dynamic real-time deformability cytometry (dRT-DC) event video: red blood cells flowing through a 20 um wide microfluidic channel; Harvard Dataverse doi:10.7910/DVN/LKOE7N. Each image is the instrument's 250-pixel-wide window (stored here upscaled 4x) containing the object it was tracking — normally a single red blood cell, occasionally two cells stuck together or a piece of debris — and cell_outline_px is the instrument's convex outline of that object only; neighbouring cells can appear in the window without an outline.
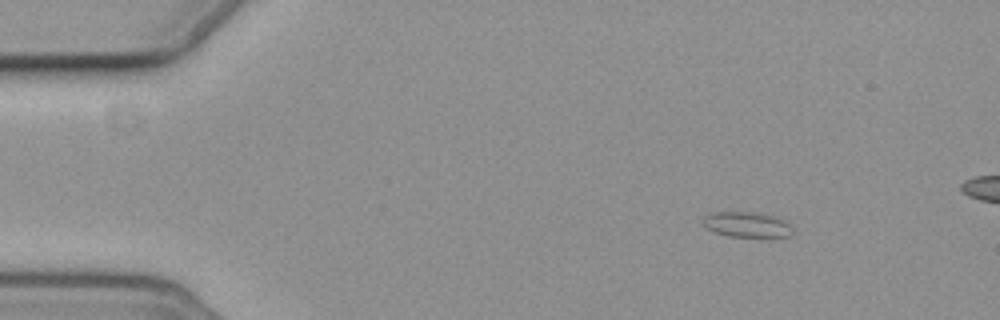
{"species": "common noctule bat (a hibernating species)", "species_latin": "Nyctalus noctula", "temperature_condition": "cold", "stored_images_in_passage": 4, "camera_frame_rate_fps": 3000, "um_per_image_px": 0.085, "animal": {"sex": "female", "body_mass_g": 19.3, "forearm_length_mm": 54.1}, "frame": {"image": 1, "passage_image": 1, "time_ms": 0.0, "image_size_px": [1000, 320], "cell_outline_px": [[796, 232], [792, 236], [728, 236], [704, 228], [700, 224], [700, 220], [704, 216], [712, 212], [756, 212], [776, 216], [788, 220]], "centroid_in_image_um": [63.51, 19.07], "position_along_channel_um": 21.5, "area_um2": 13.7}}